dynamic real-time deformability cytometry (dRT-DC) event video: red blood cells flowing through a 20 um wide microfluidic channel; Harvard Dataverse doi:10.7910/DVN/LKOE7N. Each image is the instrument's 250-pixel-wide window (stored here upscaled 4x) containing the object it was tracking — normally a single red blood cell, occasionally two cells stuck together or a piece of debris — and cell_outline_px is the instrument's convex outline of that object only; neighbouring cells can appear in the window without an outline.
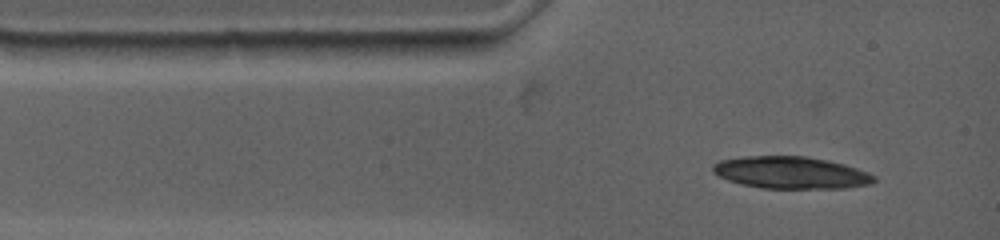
{"species": "common noctule bat (a hibernating species)", "species_latin": "Nyctalus noctula", "temperature_condition": "warm", "stored_images_in_passage": 2, "camera_frame_rate_fps": 4500, "um_per_image_px": 0.085, "animal": {"sex": "female", "body_mass_g": 19.0, "forearm_length_mm": 53.3}, "frame": {"image": 1, "passage_image": 1, "time_ms": 0.0, "image_size_px": [1000, 240], "cell_outline_px": [[876, 180], [872, 184], [844, 188], [760, 188], [740, 184], [728, 180], [712, 172], [712, 164], [720, 160], [744, 156], [804, 156], [828, 160], [844, 164], [868, 172], [876, 176]], "centroid_in_image_um": [67.23, 14.67], "position_along_channel_um": 17.8, "area_um2": 30.29}}